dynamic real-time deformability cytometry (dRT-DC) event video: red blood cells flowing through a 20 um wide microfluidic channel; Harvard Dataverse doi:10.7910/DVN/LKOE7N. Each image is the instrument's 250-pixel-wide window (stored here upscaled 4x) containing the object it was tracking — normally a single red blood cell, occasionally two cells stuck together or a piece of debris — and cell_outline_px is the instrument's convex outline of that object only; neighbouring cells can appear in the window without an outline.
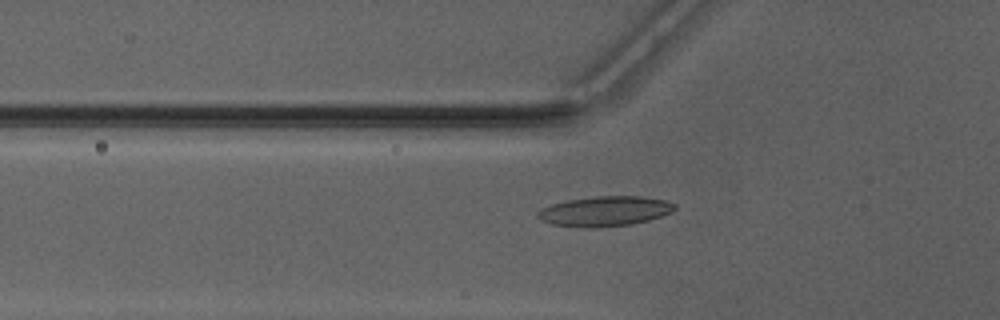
{"species": "Egyptian fruit bat (a non-hibernating species)", "species_latin": "Rousettus aegyptiacus", "temperature_condition": "warm", "stored_images_in_passage": 41, "camera_frame_rate_fps": 3000, "um_per_image_px": 0.085, "animal": {"sex": "male"}, "frame": {"image": 1, "passage_image": 9, "time_ms": 2.667, "image_size_px": [1000, 320], "cell_outline_px": [[676, 208], [672, 212], [648, 220], [632, 224], [596, 228], [580, 228], [552, 224], [540, 220], [536, 216], [536, 212], [540, 208], [552, 204], [568, 200], [596, 196], [640, 196], [668, 200], [676, 204]], "centroid_in_image_um": [51.39, 17.96], "position_along_channel_um": 74.4, "area_um2": 24.22}}
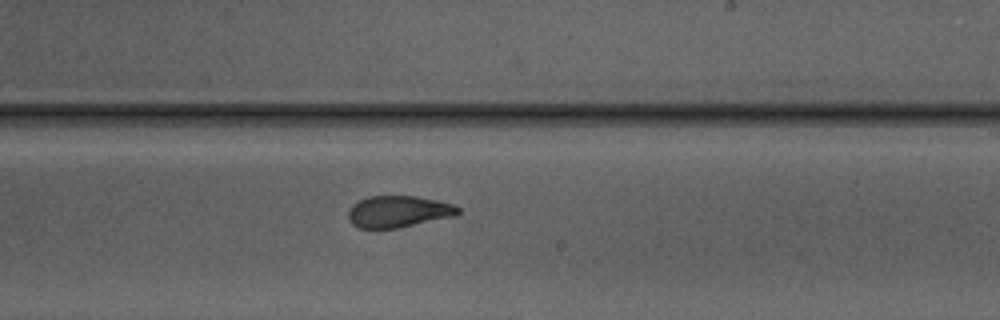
{"frame": {"image": 2, "passage_image": 22, "time_ms": 7.0, "image_size_px": [1000, 320], "cell_outline_px": [[460, 212], [456, 216], [396, 228], [360, 228], [352, 224], [348, 220], [348, 208], [352, 204], [368, 196], [416, 196], [436, 200], [452, 204], [460, 208]], "centroid_in_image_um": [33.84, 17.98], "position_along_channel_um": 255.2, "area_um2": 20.29}}
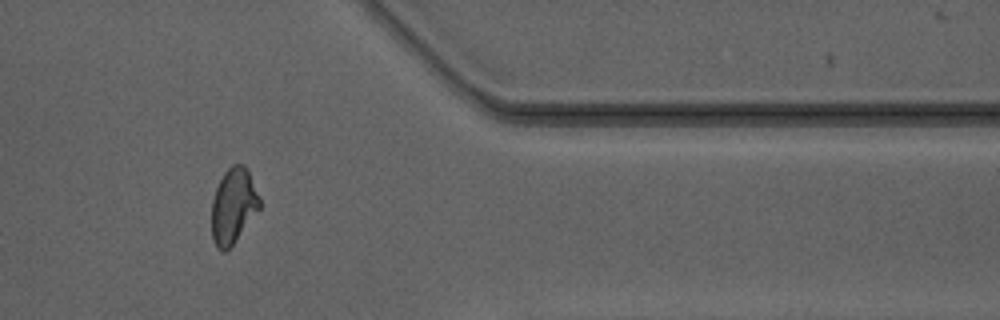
{"frame": {"image": 3, "passage_image": 33, "time_ms": 10.667, "image_size_px": [1000, 320], "cell_outline_px": [[260, 208], [232, 244], [224, 252], [216, 248], [212, 240], [212, 200], [216, 188], [224, 172], [232, 164], [244, 164], [248, 168], [260, 200]], "centroid_in_image_um": [19.82, 17.47], "position_along_channel_um": 391.6, "area_um2": 20.87}, "authors_computed_cell_mechanics": {"area_um2": 20.9236, "velocity_mm_per_s": 4.1614, "shape_relaxation_time_tau1_ms": 5.3208, "shape_relaxation_time_tau2_ms": 1.6815, "deformation_change_tau1": 0.1691, "deformation_change_tau2": 0.0754}}